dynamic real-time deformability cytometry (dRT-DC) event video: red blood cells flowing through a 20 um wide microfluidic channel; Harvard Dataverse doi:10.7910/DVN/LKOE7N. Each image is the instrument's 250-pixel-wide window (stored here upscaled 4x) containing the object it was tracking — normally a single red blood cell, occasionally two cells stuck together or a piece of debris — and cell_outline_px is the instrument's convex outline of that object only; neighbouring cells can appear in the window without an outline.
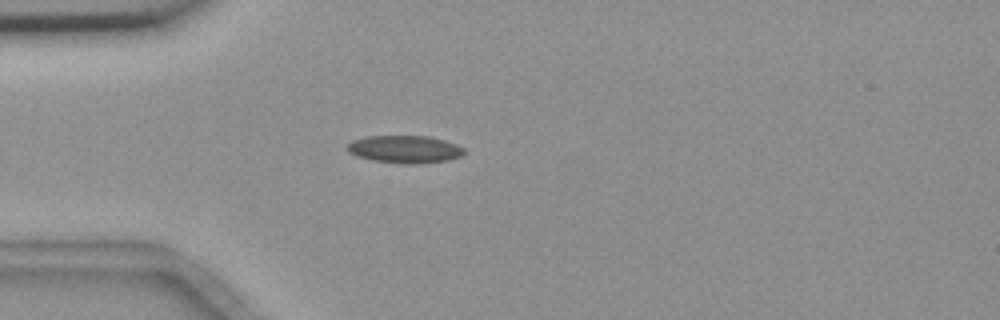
{"species": "common noctule bat (a hibernating species)", "species_latin": "Nyctalus noctula", "temperature_condition": "room temperature", "stored_images_in_passage": 5, "camera_frame_rate_fps": 3000, "um_per_image_px": 0.085, "animal": {"sex": "female", "body_mass_g": 18.4}, "frame": {"image": 1, "passage_image": 4, "time_ms": 3.667, "image_size_px": [1000, 320], "cell_outline_px": [[464, 152], [460, 156], [448, 160], [416, 164], [408, 164], [372, 160], [356, 156], [348, 152], [344, 148], [344, 144], [352, 140], [368, 136], [428, 136], [444, 140], [456, 144], [464, 148]], "centroid_in_image_um": [34.34, 12.68], "position_along_channel_um": 50.7, "area_um2": 18.9}}